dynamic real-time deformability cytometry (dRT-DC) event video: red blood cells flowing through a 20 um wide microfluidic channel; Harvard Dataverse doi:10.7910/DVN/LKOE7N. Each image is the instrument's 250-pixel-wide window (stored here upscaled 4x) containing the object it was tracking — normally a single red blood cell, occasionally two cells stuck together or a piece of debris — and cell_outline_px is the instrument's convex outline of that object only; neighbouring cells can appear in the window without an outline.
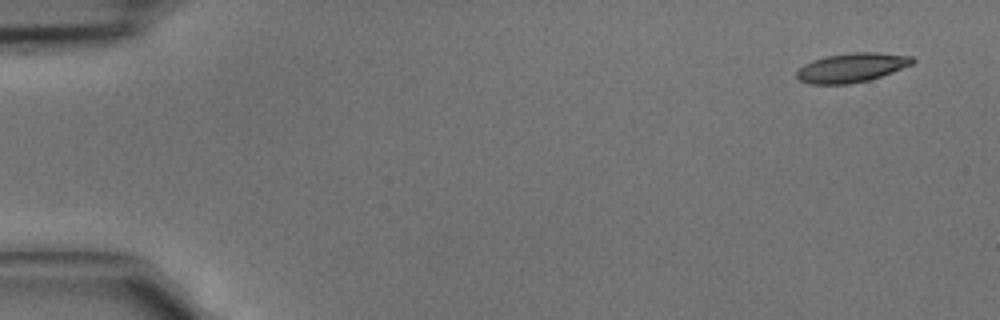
{"species": "common noctule bat (a hibernating species)", "species_latin": "Nyctalus noctula", "temperature_condition": "cold", "stored_images_in_passage": 3, "camera_frame_rate_fps": 3000, "um_per_image_px": 0.085, "animal": {"sex": "male", "body_mass_g": 15.6}, "frame": {"image": 1, "passage_image": 1, "time_ms": 0.0, "image_size_px": [1000, 320], "cell_outline_px": [[916, 60], [912, 64], [892, 72], [868, 80], [848, 84], [808, 84], [800, 80], [796, 76], [796, 72], [804, 64], [812, 60], [824, 56], [852, 52], [876, 52], [912, 56]], "centroid_in_image_um": [72.37, 5.74], "position_along_channel_um": 12.6, "area_um2": 19.71}}